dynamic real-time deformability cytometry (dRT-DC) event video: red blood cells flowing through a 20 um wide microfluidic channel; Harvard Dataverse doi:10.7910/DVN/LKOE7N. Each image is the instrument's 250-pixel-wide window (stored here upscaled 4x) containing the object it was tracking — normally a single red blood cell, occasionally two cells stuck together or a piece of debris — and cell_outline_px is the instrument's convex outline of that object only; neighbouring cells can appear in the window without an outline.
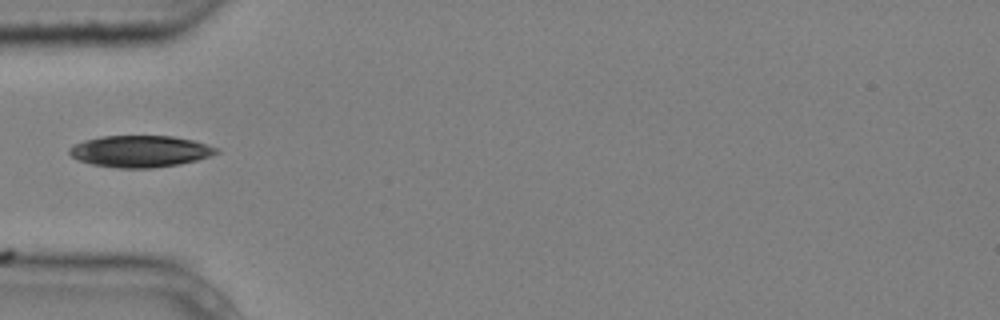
{"species": "common noctule bat (a hibernating species)", "species_latin": "Nyctalus noctula", "temperature_condition": "cold", "stored_images_in_passage": 2, "camera_frame_rate_fps": 3000, "um_per_image_px": 0.085, "animal": {"sex": "male", "body_mass_g": 20.4}, "frame": {"image": 1, "passage_image": 1, "time_ms": 0.0, "image_size_px": [1000, 320], "cell_outline_px": [[220, 152], [212, 156], [180, 164], [152, 168], [116, 168], [92, 164], [76, 160], [68, 152], [68, 148], [72, 144], [84, 140], [100, 136], [172, 136], [192, 140], [220, 148]], "centroid_in_image_um": [11.9, 12.86], "position_along_channel_um": 73.1, "area_um2": 27.4}}